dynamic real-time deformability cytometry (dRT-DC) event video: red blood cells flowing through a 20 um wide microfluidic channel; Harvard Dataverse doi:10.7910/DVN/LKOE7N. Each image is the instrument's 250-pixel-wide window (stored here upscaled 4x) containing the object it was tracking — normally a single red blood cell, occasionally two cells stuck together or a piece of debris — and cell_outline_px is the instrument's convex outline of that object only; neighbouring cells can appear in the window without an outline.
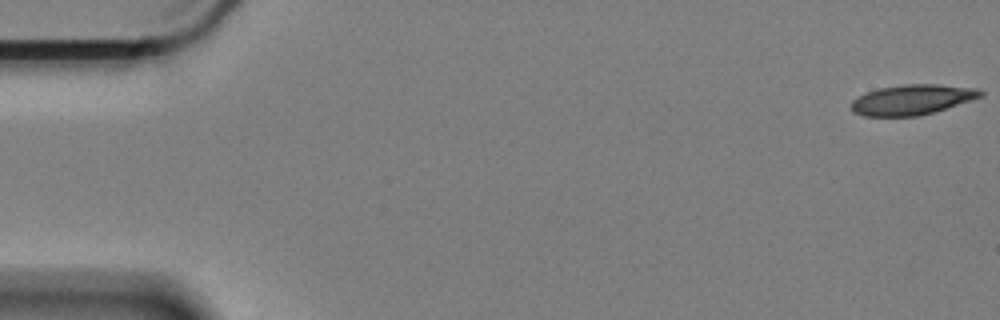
{"species": "Egyptian fruit bat (a non-hibernating species)", "species_latin": "Rousettus aegyptiacus", "temperature_condition": "cold", "stored_images_in_passage": 57, "camera_frame_rate_fps": 3000, "um_per_image_px": 0.085, "animal": {"sex": "female"}, "frame": {"image": 1, "passage_image": 1, "time_ms": 0.0, "image_size_px": [1000, 320], "cell_outline_px": [[984, 92], [980, 96], [932, 112], [916, 116], [864, 116], [852, 112], [852, 100], [868, 92], [880, 88], [904, 84], [936, 84], [976, 88]], "centroid_in_image_um": [77.48, 8.47], "position_along_channel_um": 7.5, "area_um2": 22.14}}
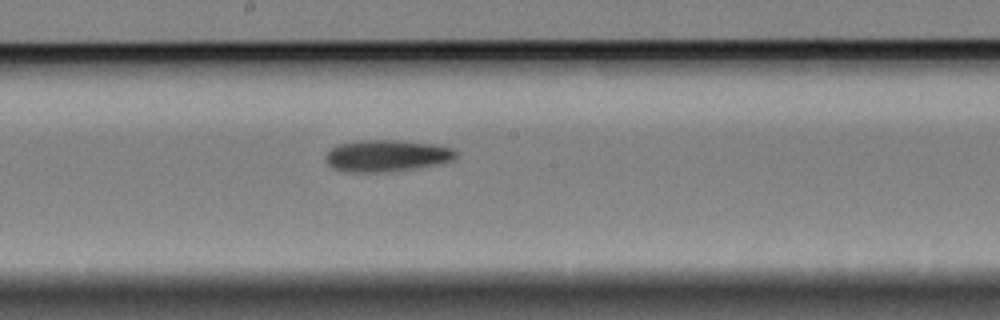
{"frame": {"image": 2, "passage_image": 32, "time_ms": 10.333, "image_size_px": [1000, 320], "cell_outline_px": [[460, 152], [452, 160], [436, 164], [416, 168], [388, 172], [340, 172], [332, 168], [324, 160], [324, 156], [336, 144], [356, 140], [400, 140], [436, 144], [452, 148]], "centroid_in_image_um": [32.83, 13.23], "position_along_channel_um": 215.4, "area_um2": 24.57}}
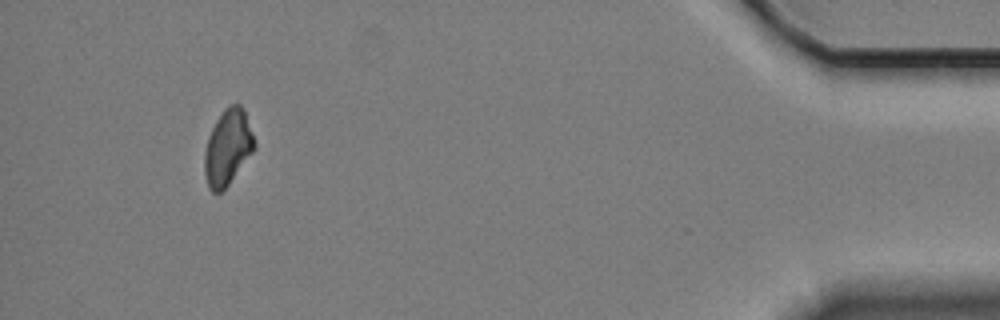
{"frame": {"image": 3, "passage_image": 56, "time_ms": 18.333, "image_size_px": [1000, 320], "cell_outline_px": [[256, 148], [228, 184], [220, 192], [212, 192], [208, 188], [204, 172], [204, 152], [208, 136], [216, 120], [224, 108], [228, 104], [240, 104], [244, 108], [256, 144]], "centroid_in_image_um": [19.35, 12.5], "position_along_channel_um": 415.8, "area_um2": 22.02}, "authors_computed_cell_mechanics": {"area_um2": 23.1778, "velocity_mm_per_s": 3.3255, "shape_relaxation_time_tau1_ms": 11.3978, "shape_relaxation_time_tau2_ms": null, "deformation_change_tau1": 0.1621, "deformation_change_tau2": null}}